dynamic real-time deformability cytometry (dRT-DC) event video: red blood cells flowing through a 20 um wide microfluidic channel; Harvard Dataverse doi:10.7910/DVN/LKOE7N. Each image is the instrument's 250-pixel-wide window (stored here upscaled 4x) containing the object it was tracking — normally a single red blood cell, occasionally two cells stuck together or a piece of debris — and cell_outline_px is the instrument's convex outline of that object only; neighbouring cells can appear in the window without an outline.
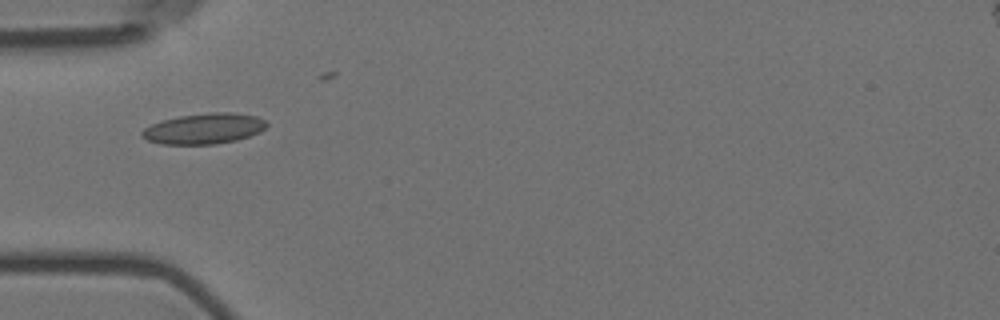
{"species": "Egyptian fruit bat (a non-hibernating species)", "species_latin": "Rousettus aegyptiacus", "temperature_condition": "room temperature", "stored_images_in_passage": 7, "camera_frame_rate_fps": 3000, "um_per_image_px": 0.085, "animal": {"sex": "female"}, "frame": {"image": 1, "passage_image": 4, "time_ms": 1.0, "image_size_px": [1000, 320], "cell_outline_px": [[268, 124], [260, 132], [236, 140], [216, 144], [160, 144], [148, 140], [140, 136], [140, 132], [144, 128], [152, 124], [164, 120], [180, 116], [212, 112], [228, 112], [256, 116], [264, 120]], "centroid_in_image_um": [17.32, 10.94], "position_along_channel_um": 67.7, "area_um2": 22.08}}
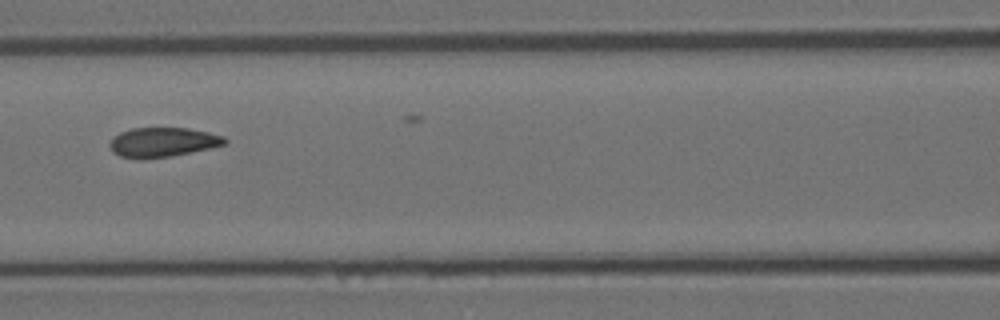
{"frame": {"image": 2, "passage_image": 6, "time_ms": 1.667, "image_size_px": [1000, 320], "cell_outline_px": [[228, 144], [172, 156], [140, 160], [120, 156], [112, 152], [108, 144], [112, 136], [120, 132], [132, 128], [188, 128], [208, 132], [224, 136], [228, 140]], "centroid_in_image_um": [13.8, 12.1], "position_along_channel_um": 152.8, "area_um2": 20.11}}
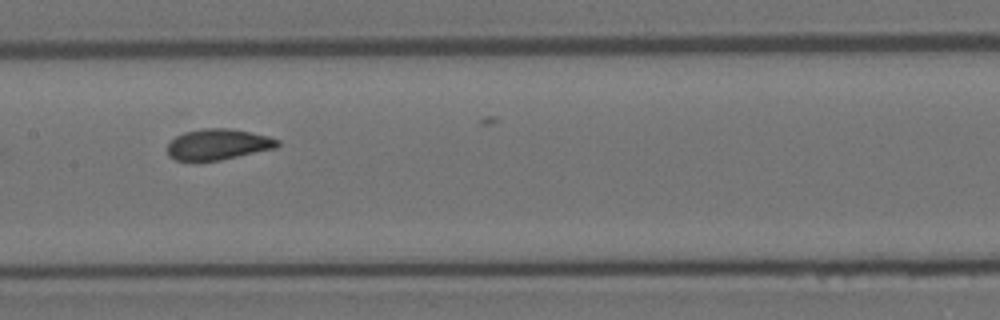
{"frame": {"image": 3, "passage_image": 7, "time_ms": 2.0, "image_size_px": [1000, 320], "cell_outline_px": [[280, 144], [276, 148], [220, 160], [176, 160], [168, 156], [168, 144], [176, 136], [184, 132], [204, 128], [228, 128], [268, 136], [280, 140]], "centroid_in_image_um": [18.54, 12.27], "position_along_channel_um": 188.9, "area_um2": 19.59}}